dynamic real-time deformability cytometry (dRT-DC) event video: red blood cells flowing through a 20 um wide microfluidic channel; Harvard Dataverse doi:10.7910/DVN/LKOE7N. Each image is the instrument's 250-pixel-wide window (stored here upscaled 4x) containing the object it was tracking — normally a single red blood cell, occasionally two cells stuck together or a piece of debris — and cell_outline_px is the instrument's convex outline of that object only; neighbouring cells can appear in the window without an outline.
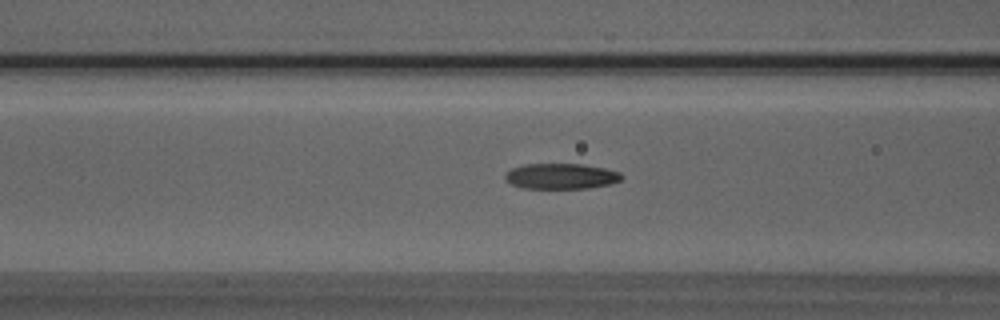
{"species": "Egyptian fruit bat (a non-hibernating species)", "species_latin": "Rousettus aegyptiacus", "temperature_condition": "room temperature", "stored_images_in_passage": 50, "camera_frame_rate_fps": 3000, "um_per_image_px": 0.085, "animal": {"sex": "male"}, "frame": {"image": 1, "passage_image": 19, "time_ms": 6.0, "image_size_px": [1000, 320], "cell_outline_px": [[624, 176], [620, 180], [612, 184], [588, 188], [524, 188], [512, 184], [504, 180], [504, 176], [512, 168], [524, 164], [580, 164], [604, 168], [620, 172]], "centroid_in_image_um": [47.7, 14.98], "position_along_channel_um": 118.9, "area_um2": 17.34}}
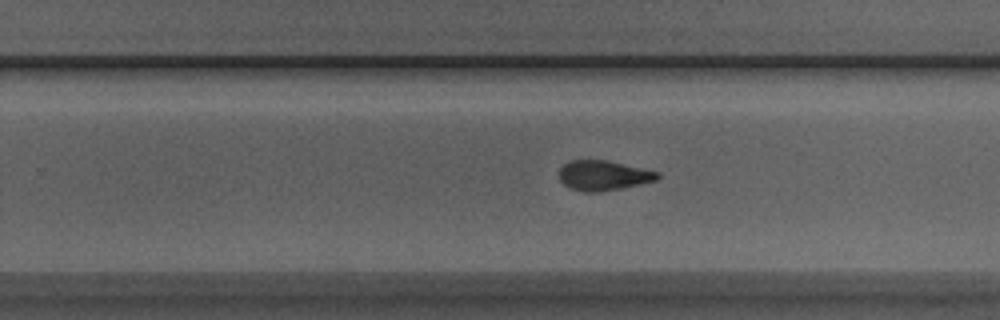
{"frame": {"image": 2, "passage_image": 31, "time_ms": 10.0, "image_size_px": [1000, 320], "cell_outline_px": [[660, 176], [656, 180], [640, 184], [600, 192], [584, 192], [568, 188], [560, 180], [560, 168], [568, 160], [608, 160], [660, 172]], "centroid_in_image_um": [51.28, 14.91], "position_along_channel_um": 278.5, "area_um2": 17.22}}
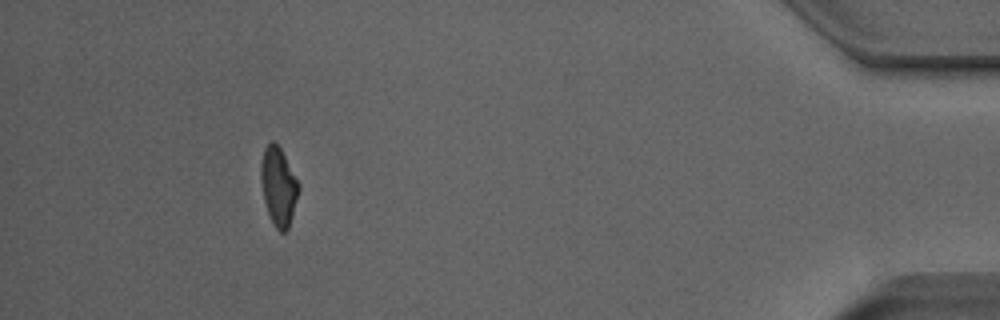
{"frame": {"image": 3, "passage_image": 46, "time_ms": 15.0, "image_size_px": [1000, 320], "cell_outline_px": [[300, 188], [288, 228], [284, 232], [280, 232], [276, 228], [268, 212], [264, 200], [260, 176], [260, 164], [264, 148], [272, 140], [280, 148], [300, 184]], "centroid_in_image_um": [23.67, 15.82], "position_along_channel_um": 411.5, "area_um2": 16.99}, "authors_computed_cell_mechanics": {"area_um2": 17.34, "velocity_mm_per_s": 3.9983, "shape_relaxation_time_tau1_ms": 5.1364, "shape_relaxation_time_tau2_ms": 2.5946, "deformation_change_tau1": 0.1929, "deformation_change_tau2": 0.0858}}